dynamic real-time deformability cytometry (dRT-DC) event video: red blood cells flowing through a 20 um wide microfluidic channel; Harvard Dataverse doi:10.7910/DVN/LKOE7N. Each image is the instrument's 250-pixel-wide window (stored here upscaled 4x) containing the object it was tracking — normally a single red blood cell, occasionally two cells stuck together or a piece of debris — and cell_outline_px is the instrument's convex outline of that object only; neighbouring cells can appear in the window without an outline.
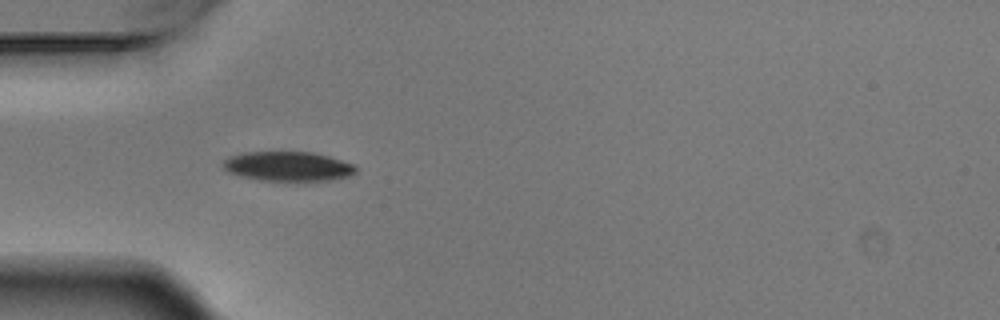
{"species": "Egyptian fruit bat (a non-hibernating species)", "species_latin": "Rousettus aegyptiacus", "temperature_condition": "warm", "stored_images_in_passage": 9, "camera_frame_rate_fps": 3000, "um_per_image_px": 0.085, "animal": {"sex": "male"}, "frame": {"image": 1, "passage_image": 3, "time_ms": 0.667, "image_size_px": [1000, 320], "cell_outline_px": [[356, 172], [352, 176], [328, 180], [260, 180], [228, 172], [220, 164], [228, 156], [244, 152], [312, 152], [328, 156], [356, 164]], "centroid_in_image_um": [24.49, 14.12], "position_along_channel_um": 60.5, "area_um2": 22.83}}
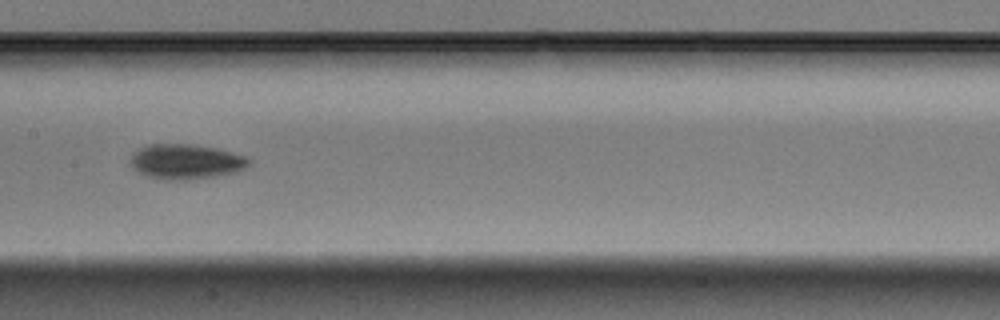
{"frame": {"image": 2, "passage_image": 6, "time_ms": 1.667, "image_size_px": [1000, 320], "cell_outline_px": [[252, 164], [236, 172], [216, 176], [184, 180], [164, 180], [148, 176], [136, 172], [128, 164], [132, 152], [148, 144], [192, 144], [216, 148], [244, 156]], "centroid_in_image_um": [15.73, 13.74], "position_along_channel_um": 191.7, "area_um2": 24.33}}
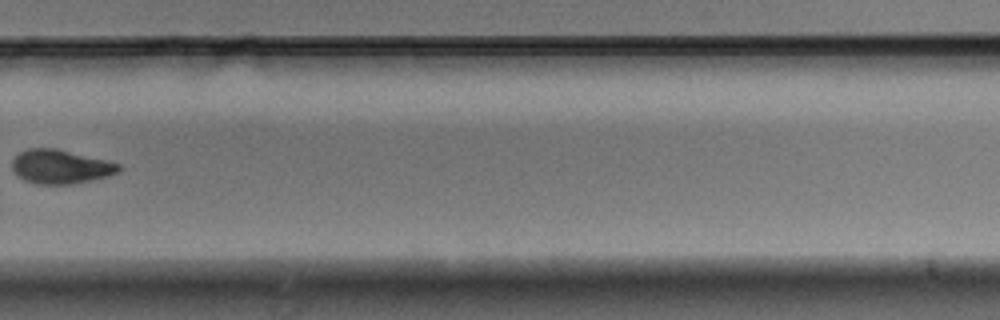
{"frame": {"image": 3, "passage_image": 9, "time_ms": 2.667, "image_size_px": [1000, 320], "cell_outline_px": [[120, 172], [108, 176], [92, 180], [72, 184], [36, 184], [24, 180], [16, 176], [12, 168], [12, 160], [20, 152], [28, 148], [56, 148], [120, 164]], "centroid_in_image_um": [5.11, 14.18], "position_along_channel_um": 324.7, "area_um2": 21.1}}